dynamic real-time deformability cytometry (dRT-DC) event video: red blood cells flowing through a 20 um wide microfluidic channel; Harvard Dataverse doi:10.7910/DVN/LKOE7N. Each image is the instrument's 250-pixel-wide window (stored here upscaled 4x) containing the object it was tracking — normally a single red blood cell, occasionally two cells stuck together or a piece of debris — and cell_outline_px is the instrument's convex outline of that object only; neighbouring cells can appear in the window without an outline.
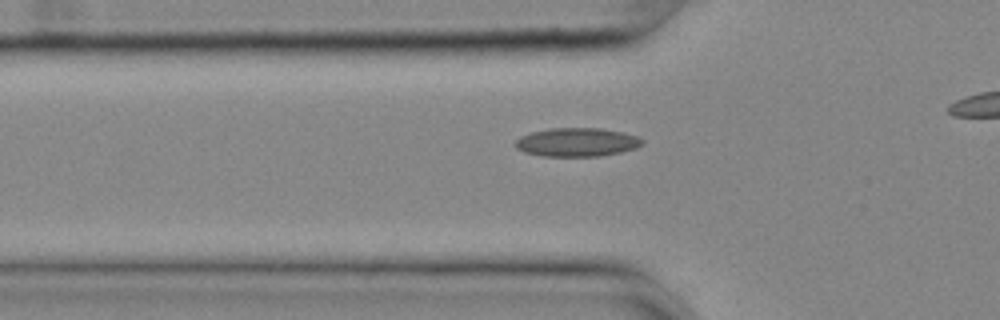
{"species": "common noctule bat (a hibernating species)", "species_latin": "Nyctalus noctula", "temperature_condition": "cold", "stored_images_in_passage": 39, "camera_frame_rate_fps": 3000, "um_per_image_px": 0.085, "animal": {"sex": "female", "body_mass_g": 25.1}, "frame": {"image": 1, "passage_image": 12, "time_ms": 3.667, "image_size_px": [1000, 320], "cell_outline_px": [[644, 144], [636, 148], [620, 152], [600, 156], [544, 156], [524, 152], [516, 148], [516, 140], [520, 136], [532, 132], [548, 128], [600, 128], [624, 132], [636, 136], [644, 140]], "centroid_in_image_um": [49.06, 12.08], "position_along_channel_um": 76.7, "area_um2": 21.21}}
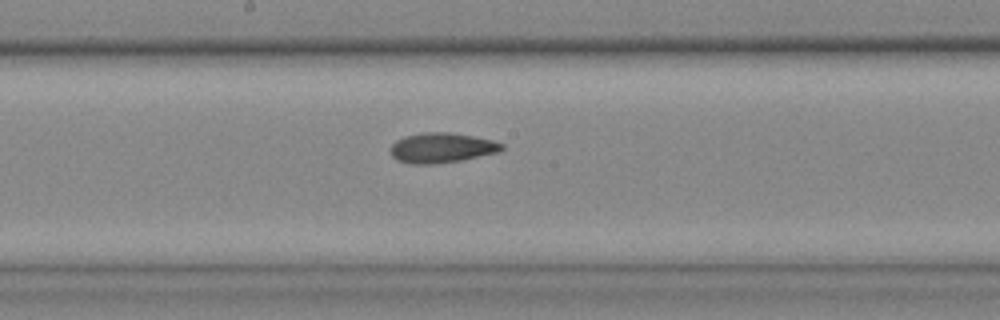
{"frame": {"image": 2, "passage_image": 23, "time_ms": 7.333, "image_size_px": [1000, 320], "cell_outline_px": [[504, 148], [500, 152], [460, 160], [432, 164], [412, 164], [396, 160], [388, 152], [388, 148], [396, 140], [404, 136], [424, 132], [448, 132], [472, 136], [492, 140], [504, 144]], "centroid_in_image_um": [37.5, 12.56], "position_along_channel_um": 210.7, "area_um2": 19.59}}
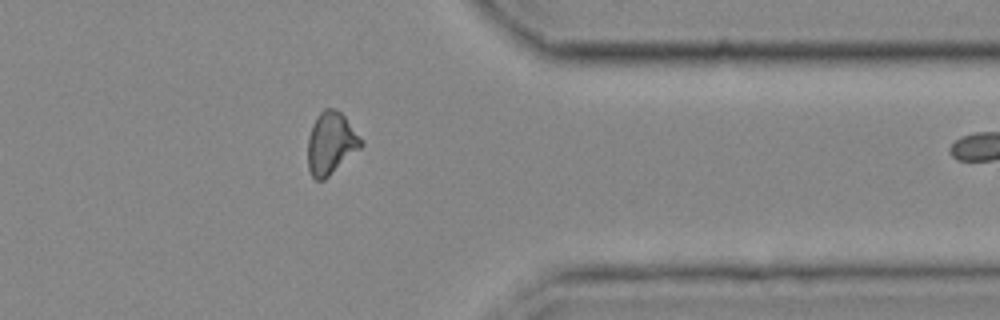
{"frame": {"image": 3, "passage_image": 38, "time_ms": 12.333, "image_size_px": [1000, 320], "cell_outline_px": [[364, 144], [360, 148], [324, 180], [316, 180], [312, 176], [308, 168], [308, 136], [312, 124], [316, 116], [324, 108], [336, 108], [344, 116]], "centroid_in_image_um": [28.09, 12.16], "position_along_channel_um": 383.3, "area_um2": 19.07}}